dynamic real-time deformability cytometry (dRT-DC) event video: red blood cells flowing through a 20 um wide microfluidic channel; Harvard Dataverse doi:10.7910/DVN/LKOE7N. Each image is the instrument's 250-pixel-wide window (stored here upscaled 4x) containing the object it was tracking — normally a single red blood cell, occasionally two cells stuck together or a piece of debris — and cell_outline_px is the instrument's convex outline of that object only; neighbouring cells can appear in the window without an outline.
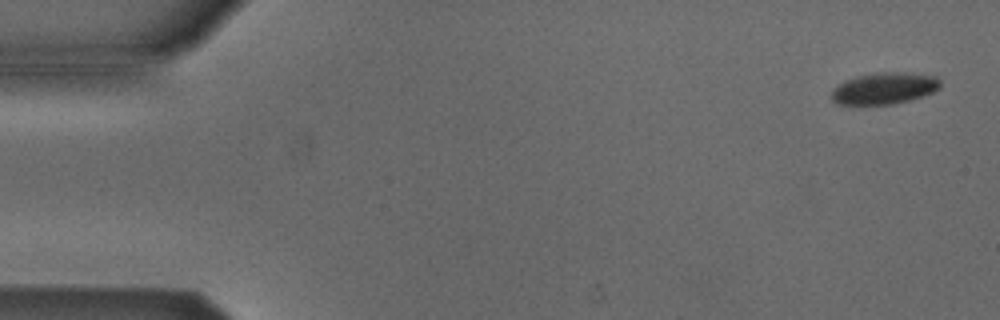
{"species": "Egyptian fruit bat (a non-hibernating species)", "species_latin": "Rousettus aegyptiacus", "temperature_condition": "cold", "stored_images_in_passage": 6, "camera_frame_rate_fps": 3000, "um_per_image_px": 0.085, "animal": {"sex": "male"}, "frame": {"image": 1, "passage_image": 1, "time_ms": 0.0, "image_size_px": [1000, 320], "cell_outline_px": [[940, 88], [924, 96], [892, 104], [836, 104], [832, 100], [832, 92], [844, 80], [856, 76], [880, 72], [896, 72], [936, 76], [940, 80]], "centroid_in_image_um": [75.17, 7.51], "position_along_channel_um": 9.8, "area_um2": 19.77}}
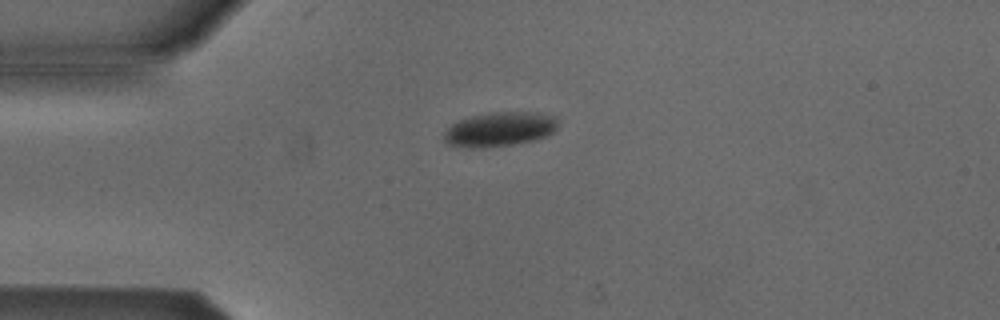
{"frame": {"image": 2, "passage_image": 4, "time_ms": 3.667, "image_size_px": [1000, 320], "cell_outline_px": [[560, 120], [556, 128], [548, 136], [532, 140], [512, 144], [484, 148], [468, 148], [444, 144], [444, 132], [452, 124], [460, 120], [472, 116], [492, 112], [540, 112], [556, 116]], "centroid_in_image_um": [42.49, 10.98], "position_along_channel_um": 42.5, "area_um2": 23.06}}
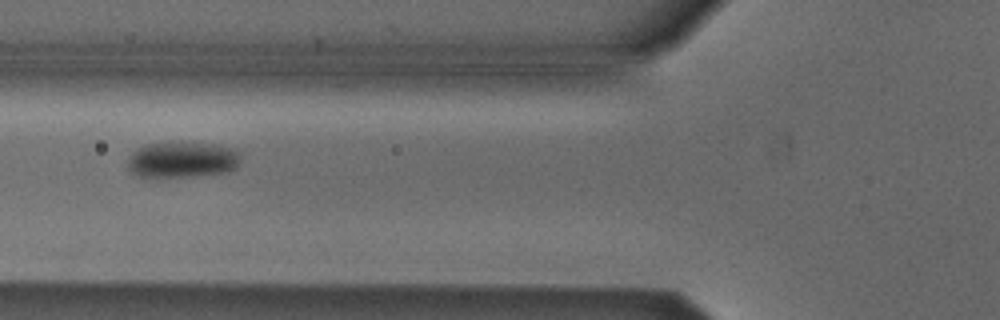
{"frame": {"image": 3, "passage_image": 6, "time_ms": 6.0, "image_size_px": [1000, 320], "cell_outline_px": [[240, 160], [236, 168], [228, 172], [192, 176], [136, 176], [128, 168], [128, 160], [132, 152], [136, 148], [148, 144], [212, 144], [236, 148], [240, 152]], "centroid_in_image_um": [15.53, 13.59], "position_along_channel_um": 110.3, "area_um2": 23.24}}